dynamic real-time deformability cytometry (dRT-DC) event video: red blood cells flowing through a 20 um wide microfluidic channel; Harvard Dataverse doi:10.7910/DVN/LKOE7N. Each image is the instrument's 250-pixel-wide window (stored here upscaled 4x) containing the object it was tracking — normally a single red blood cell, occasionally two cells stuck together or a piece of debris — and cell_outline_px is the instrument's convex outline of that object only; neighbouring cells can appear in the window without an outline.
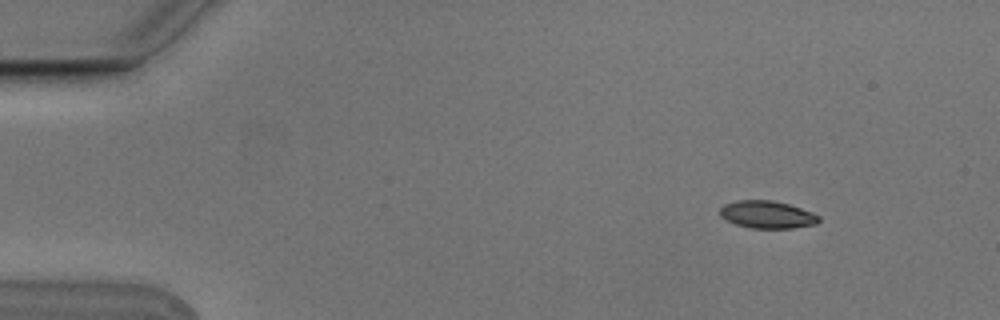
{"species": "Egyptian fruit bat (a non-hibernating species)", "species_latin": "Rousettus aegyptiacus", "temperature_condition": "cold", "stored_images_in_passage": 5, "camera_frame_rate_fps": 3000, "um_per_image_px": 0.085, "animal": {"sex": "male"}, "frame": {"image": 1, "passage_image": 2, "time_ms": 0.333, "image_size_px": [1000, 320], "cell_outline_px": [[820, 220], [816, 224], [792, 228], [752, 228], [736, 224], [720, 216], [720, 208], [724, 204], [736, 200], [772, 200], [788, 204], [812, 212], [820, 216]], "centroid_in_image_um": [65.21, 18.23], "position_along_channel_um": 19.8, "area_um2": 15.78}}